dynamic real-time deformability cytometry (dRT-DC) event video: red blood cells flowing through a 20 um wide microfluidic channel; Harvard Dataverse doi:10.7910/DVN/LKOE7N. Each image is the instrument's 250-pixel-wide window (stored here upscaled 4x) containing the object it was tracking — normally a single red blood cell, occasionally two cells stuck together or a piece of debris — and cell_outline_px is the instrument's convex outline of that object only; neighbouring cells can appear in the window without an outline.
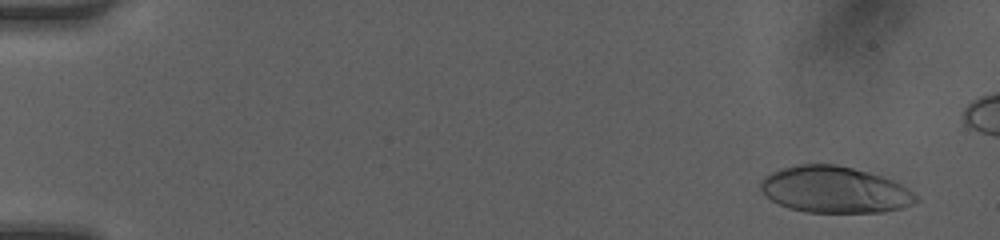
{"species": "human", "species_latin": "Homo sapiens", "temperature_condition": "room temperature", "stored_images_in_passage": 24, "camera_frame_rate_fps": 3000, "um_per_image_px": 0.085, "donor": {"sex": "female"}, "frame": {"image": 1, "passage_image": 3, "time_ms": 0.667, "image_size_px": [1000, 240], "cell_outline_px": [[920, 200], [912, 204], [900, 208], [880, 212], [804, 212], [788, 208], [772, 200], [760, 188], [760, 180], [764, 176], [780, 168], [796, 164], [836, 164], [884, 176], [908, 188]], "centroid_in_image_um": [70.93, 16.11], "position_along_channel_um": 14.1, "area_um2": 42.02}}
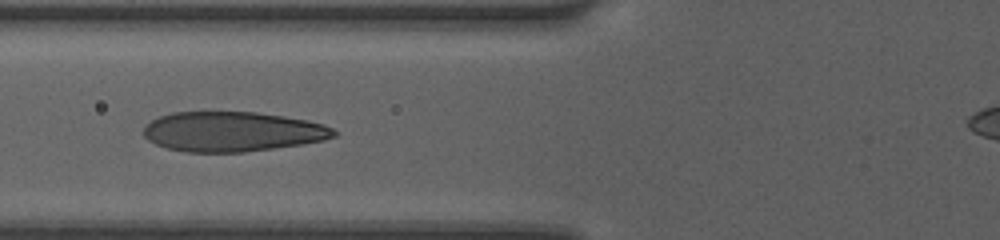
{"frame": {"image": 2, "passage_image": 19, "time_ms": 6.0, "image_size_px": [1000, 240], "cell_outline_px": [[336, 136], [324, 140], [300, 144], [244, 152], [188, 152], [168, 148], [156, 144], [148, 140], [144, 136], [144, 128], [152, 120], [160, 116], [172, 112], [256, 112], [284, 116], [308, 120], [324, 124], [332, 128], [336, 132]], "centroid_in_image_um": [19.76, 11.18], "position_along_channel_um": 106.0, "area_um2": 43.99}}
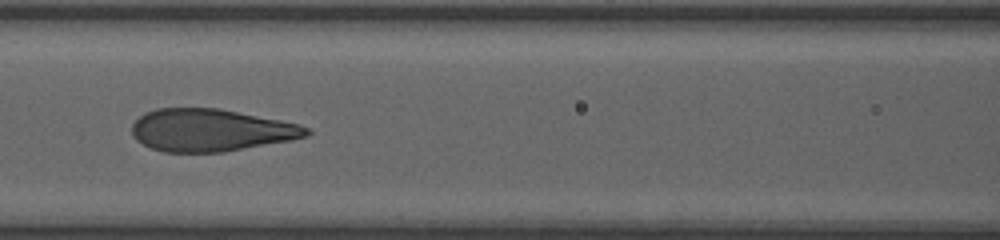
{"frame": {"image": 3, "passage_image": 22, "time_ms": 7.0, "image_size_px": [1000, 240], "cell_outline_px": [[312, 132], [308, 136], [288, 140], [224, 152], [164, 152], [152, 148], [136, 140], [132, 136], [132, 124], [144, 112], [156, 108], [220, 108], [300, 124], [312, 128]], "centroid_in_image_um": [17.91, 11.05], "position_along_channel_um": 148.7, "area_um2": 43.18}}